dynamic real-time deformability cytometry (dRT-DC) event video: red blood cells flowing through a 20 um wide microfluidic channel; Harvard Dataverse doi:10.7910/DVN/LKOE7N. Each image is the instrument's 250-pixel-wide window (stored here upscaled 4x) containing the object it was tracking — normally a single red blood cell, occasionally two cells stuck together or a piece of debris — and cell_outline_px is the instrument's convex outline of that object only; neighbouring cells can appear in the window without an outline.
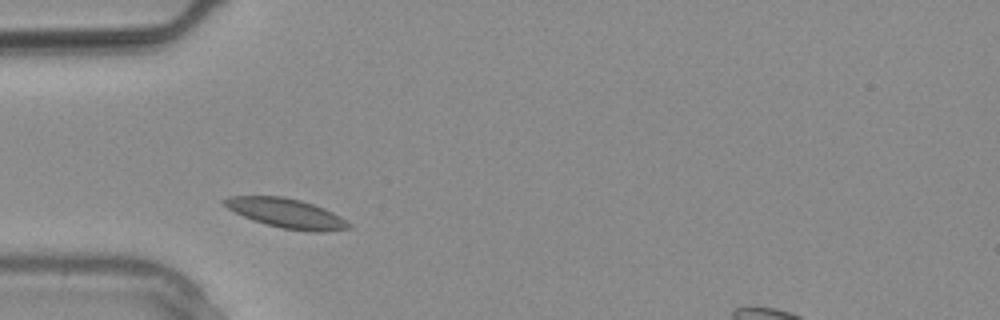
{"species": "common noctule bat (a hibernating species)", "species_latin": "Nyctalus noctula", "temperature_condition": "warm", "stored_images_in_passage": 1, "camera_frame_rate_fps": 3000, "um_per_image_px": 0.085, "animal": {"sex": "male", "body_mass_g": 20.4}, "frame": {"image": 1, "passage_image": 1, "time_ms": 0.0, "image_size_px": [1000, 320], "cell_outline_px": [[352, 228], [324, 232], [308, 232], [280, 228], [252, 220], [228, 208], [220, 200], [228, 196], [284, 196], [300, 200], [324, 208], [340, 216], [352, 224]], "centroid_in_image_um": [24.37, 18.14], "position_along_channel_um": 60.6, "area_um2": 21.5}}